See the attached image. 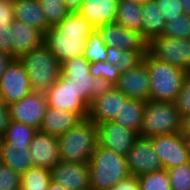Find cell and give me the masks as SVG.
I'll list each match as a JSON object with an SVG mask.
<instances>
[{
    "label": "cell",
    "instance_id": "cell-7",
    "mask_svg": "<svg viewBox=\"0 0 190 190\" xmlns=\"http://www.w3.org/2000/svg\"><path fill=\"white\" fill-rule=\"evenodd\" d=\"M182 116L173 102L147 101L140 136L151 138L181 133Z\"/></svg>",
    "mask_w": 190,
    "mask_h": 190
},
{
    "label": "cell",
    "instance_id": "cell-14",
    "mask_svg": "<svg viewBox=\"0 0 190 190\" xmlns=\"http://www.w3.org/2000/svg\"><path fill=\"white\" fill-rule=\"evenodd\" d=\"M98 145L126 156L139 135L115 121L97 124Z\"/></svg>",
    "mask_w": 190,
    "mask_h": 190
},
{
    "label": "cell",
    "instance_id": "cell-13",
    "mask_svg": "<svg viewBox=\"0 0 190 190\" xmlns=\"http://www.w3.org/2000/svg\"><path fill=\"white\" fill-rule=\"evenodd\" d=\"M45 96L50 108L79 112L84 118L88 117L89 105L68 83V79L63 74L45 92Z\"/></svg>",
    "mask_w": 190,
    "mask_h": 190
},
{
    "label": "cell",
    "instance_id": "cell-6",
    "mask_svg": "<svg viewBox=\"0 0 190 190\" xmlns=\"http://www.w3.org/2000/svg\"><path fill=\"white\" fill-rule=\"evenodd\" d=\"M61 67L68 83L89 106L92 100L115 87L101 77H93L89 72L90 62L83 55L63 61Z\"/></svg>",
    "mask_w": 190,
    "mask_h": 190
},
{
    "label": "cell",
    "instance_id": "cell-33",
    "mask_svg": "<svg viewBox=\"0 0 190 190\" xmlns=\"http://www.w3.org/2000/svg\"><path fill=\"white\" fill-rule=\"evenodd\" d=\"M140 190H171L166 169L138 176Z\"/></svg>",
    "mask_w": 190,
    "mask_h": 190
},
{
    "label": "cell",
    "instance_id": "cell-51",
    "mask_svg": "<svg viewBox=\"0 0 190 190\" xmlns=\"http://www.w3.org/2000/svg\"><path fill=\"white\" fill-rule=\"evenodd\" d=\"M187 142H188L189 149H190V136L187 137Z\"/></svg>",
    "mask_w": 190,
    "mask_h": 190
},
{
    "label": "cell",
    "instance_id": "cell-26",
    "mask_svg": "<svg viewBox=\"0 0 190 190\" xmlns=\"http://www.w3.org/2000/svg\"><path fill=\"white\" fill-rule=\"evenodd\" d=\"M146 102L129 98L122 101V109L114 121L140 136Z\"/></svg>",
    "mask_w": 190,
    "mask_h": 190
},
{
    "label": "cell",
    "instance_id": "cell-21",
    "mask_svg": "<svg viewBox=\"0 0 190 190\" xmlns=\"http://www.w3.org/2000/svg\"><path fill=\"white\" fill-rule=\"evenodd\" d=\"M85 118L79 112L48 107L39 131L56 137L77 126Z\"/></svg>",
    "mask_w": 190,
    "mask_h": 190
},
{
    "label": "cell",
    "instance_id": "cell-4",
    "mask_svg": "<svg viewBox=\"0 0 190 190\" xmlns=\"http://www.w3.org/2000/svg\"><path fill=\"white\" fill-rule=\"evenodd\" d=\"M129 176L125 156L97 146L89 161L90 190H109Z\"/></svg>",
    "mask_w": 190,
    "mask_h": 190
},
{
    "label": "cell",
    "instance_id": "cell-39",
    "mask_svg": "<svg viewBox=\"0 0 190 190\" xmlns=\"http://www.w3.org/2000/svg\"><path fill=\"white\" fill-rule=\"evenodd\" d=\"M156 2L161 9L165 22L183 14V9L178 0H156Z\"/></svg>",
    "mask_w": 190,
    "mask_h": 190
},
{
    "label": "cell",
    "instance_id": "cell-17",
    "mask_svg": "<svg viewBox=\"0 0 190 190\" xmlns=\"http://www.w3.org/2000/svg\"><path fill=\"white\" fill-rule=\"evenodd\" d=\"M96 29L108 46L126 51H148V43L139 31L130 30L115 23L104 24Z\"/></svg>",
    "mask_w": 190,
    "mask_h": 190
},
{
    "label": "cell",
    "instance_id": "cell-45",
    "mask_svg": "<svg viewBox=\"0 0 190 190\" xmlns=\"http://www.w3.org/2000/svg\"><path fill=\"white\" fill-rule=\"evenodd\" d=\"M84 0H63L70 13L79 12Z\"/></svg>",
    "mask_w": 190,
    "mask_h": 190
},
{
    "label": "cell",
    "instance_id": "cell-36",
    "mask_svg": "<svg viewBox=\"0 0 190 190\" xmlns=\"http://www.w3.org/2000/svg\"><path fill=\"white\" fill-rule=\"evenodd\" d=\"M89 72L93 77H101L111 82L113 85L118 82L120 76V72L118 71L116 65L103 61L90 63Z\"/></svg>",
    "mask_w": 190,
    "mask_h": 190
},
{
    "label": "cell",
    "instance_id": "cell-22",
    "mask_svg": "<svg viewBox=\"0 0 190 190\" xmlns=\"http://www.w3.org/2000/svg\"><path fill=\"white\" fill-rule=\"evenodd\" d=\"M118 0H84L78 12L95 28L114 23Z\"/></svg>",
    "mask_w": 190,
    "mask_h": 190
},
{
    "label": "cell",
    "instance_id": "cell-10",
    "mask_svg": "<svg viewBox=\"0 0 190 190\" xmlns=\"http://www.w3.org/2000/svg\"><path fill=\"white\" fill-rule=\"evenodd\" d=\"M34 91L19 59H13L0 78V97L10 105Z\"/></svg>",
    "mask_w": 190,
    "mask_h": 190
},
{
    "label": "cell",
    "instance_id": "cell-23",
    "mask_svg": "<svg viewBox=\"0 0 190 190\" xmlns=\"http://www.w3.org/2000/svg\"><path fill=\"white\" fill-rule=\"evenodd\" d=\"M141 12L143 15L141 35L149 44L153 39L162 36L166 22L156 0H146L142 3Z\"/></svg>",
    "mask_w": 190,
    "mask_h": 190
},
{
    "label": "cell",
    "instance_id": "cell-2",
    "mask_svg": "<svg viewBox=\"0 0 190 190\" xmlns=\"http://www.w3.org/2000/svg\"><path fill=\"white\" fill-rule=\"evenodd\" d=\"M142 60L149 73L150 101L174 102L187 72L157 59L149 51Z\"/></svg>",
    "mask_w": 190,
    "mask_h": 190
},
{
    "label": "cell",
    "instance_id": "cell-44",
    "mask_svg": "<svg viewBox=\"0 0 190 190\" xmlns=\"http://www.w3.org/2000/svg\"><path fill=\"white\" fill-rule=\"evenodd\" d=\"M13 59L10 54L0 51V78Z\"/></svg>",
    "mask_w": 190,
    "mask_h": 190
},
{
    "label": "cell",
    "instance_id": "cell-52",
    "mask_svg": "<svg viewBox=\"0 0 190 190\" xmlns=\"http://www.w3.org/2000/svg\"><path fill=\"white\" fill-rule=\"evenodd\" d=\"M188 166H189V171H190V157H189V161H188Z\"/></svg>",
    "mask_w": 190,
    "mask_h": 190
},
{
    "label": "cell",
    "instance_id": "cell-38",
    "mask_svg": "<svg viewBox=\"0 0 190 190\" xmlns=\"http://www.w3.org/2000/svg\"><path fill=\"white\" fill-rule=\"evenodd\" d=\"M173 103L181 116L190 114V71L186 73L182 89Z\"/></svg>",
    "mask_w": 190,
    "mask_h": 190
},
{
    "label": "cell",
    "instance_id": "cell-49",
    "mask_svg": "<svg viewBox=\"0 0 190 190\" xmlns=\"http://www.w3.org/2000/svg\"><path fill=\"white\" fill-rule=\"evenodd\" d=\"M4 141H5L4 133H0V150H1L2 146H3V144H4Z\"/></svg>",
    "mask_w": 190,
    "mask_h": 190
},
{
    "label": "cell",
    "instance_id": "cell-19",
    "mask_svg": "<svg viewBox=\"0 0 190 190\" xmlns=\"http://www.w3.org/2000/svg\"><path fill=\"white\" fill-rule=\"evenodd\" d=\"M128 99L126 95L113 87L110 91L91 101L87 118L96 125L114 121L122 109V101H127Z\"/></svg>",
    "mask_w": 190,
    "mask_h": 190
},
{
    "label": "cell",
    "instance_id": "cell-41",
    "mask_svg": "<svg viewBox=\"0 0 190 190\" xmlns=\"http://www.w3.org/2000/svg\"><path fill=\"white\" fill-rule=\"evenodd\" d=\"M0 51L11 55L12 52L11 24H0Z\"/></svg>",
    "mask_w": 190,
    "mask_h": 190
},
{
    "label": "cell",
    "instance_id": "cell-15",
    "mask_svg": "<svg viewBox=\"0 0 190 190\" xmlns=\"http://www.w3.org/2000/svg\"><path fill=\"white\" fill-rule=\"evenodd\" d=\"M114 86L128 98L150 101V79L145 62L142 60L135 67L120 73L119 80Z\"/></svg>",
    "mask_w": 190,
    "mask_h": 190
},
{
    "label": "cell",
    "instance_id": "cell-37",
    "mask_svg": "<svg viewBox=\"0 0 190 190\" xmlns=\"http://www.w3.org/2000/svg\"><path fill=\"white\" fill-rule=\"evenodd\" d=\"M21 175L7 165L0 164V190H20Z\"/></svg>",
    "mask_w": 190,
    "mask_h": 190
},
{
    "label": "cell",
    "instance_id": "cell-42",
    "mask_svg": "<svg viewBox=\"0 0 190 190\" xmlns=\"http://www.w3.org/2000/svg\"><path fill=\"white\" fill-rule=\"evenodd\" d=\"M109 190H140V185L137 176L130 175L128 178L112 186Z\"/></svg>",
    "mask_w": 190,
    "mask_h": 190
},
{
    "label": "cell",
    "instance_id": "cell-25",
    "mask_svg": "<svg viewBox=\"0 0 190 190\" xmlns=\"http://www.w3.org/2000/svg\"><path fill=\"white\" fill-rule=\"evenodd\" d=\"M2 163L22 175L33 166L29 146L4 143L0 150Z\"/></svg>",
    "mask_w": 190,
    "mask_h": 190
},
{
    "label": "cell",
    "instance_id": "cell-46",
    "mask_svg": "<svg viewBox=\"0 0 190 190\" xmlns=\"http://www.w3.org/2000/svg\"><path fill=\"white\" fill-rule=\"evenodd\" d=\"M181 133L187 138L190 136V114L182 116Z\"/></svg>",
    "mask_w": 190,
    "mask_h": 190
},
{
    "label": "cell",
    "instance_id": "cell-34",
    "mask_svg": "<svg viewBox=\"0 0 190 190\" xmlns=\"http://www.w3.org/2000/svg\"><path fill=\"white\" fill-rule=\"evenodd\" d=\"M162 35L178 39L190 38V16L183 13L166 22Z\"/></svg>",
    "mask_w": 190,
    "mask_h": 190
},
{
    "label": "cell",
    "instance_id": "cell-16",
    "mask_svg": "<svg viewBox=\"0 0 190 190\" xmlns=\"http://www.w3.org/2000/svg\"><path fill=\"white\" fill-rule=\"evenodd\" d=\"M51 178L66 190H90L89 164L60 160L51 169Z\"/></svg>",
    "mask_w": 190,
    "mask_h": 190
},
{
    "label": "cell",
    "instance_id": "cell-47",
    "mask_svg": "<svg viewBox=\"0 0 190 190\" xmlns=\"http://www.w3.org/2000/svg\"><path fill=\"white\" fill-rule=\"evenodd\" d=\"M182 9L183 13L190 16V0H178Z\"/></svg>",
    "mask_w": 190,
    "mask_h": 190
},
{
    "label": "cell",
    "instance_id": "cell-50",
    "mask_svg": "<svg viewBox=\"0 0 190 190\" xmlns=\"http://www.w3.org/2000/svg\"><path fill=\"white\" fill-rule=\"evenodd\" d=\"M131 1L138 2V3L142 4V3H144L146 0H131Z\"/></svg>",
    "mask_w": 190,
    "mask_h": 190
},
{
    "label": "cell",
    "instance_id": "cell-1",
    "mask_svg": "<svg viewBox=\"0 0 190 190\" xmlns=\"http://www.w3.org/2000/svg\"><path fill=\"white\" fill-rule=\"evenodd\" d=\"M94 29L78 12L69 13L61 23L46 31L44 44L62 63L83 55L86 39Z\"/></svg>",
    "mask_w": 190,
    "mask_h": 190
},
{
    "label": "cell",
    "instance_id": "cell-5",
    "mask_svg": "<svg viewBox=\"0 0 190 190\" xmlns=\"http://www.w3.org/2000/svg\"><path fill=\"white\" fill-rule=\"evenodd\" d=\"M34 91L46 92L61 76V62L43 44L19 59Z\"/></svg>",
    "mask_w": 190,
    "mask_h": 190
},
{
    "label": "cell",
    "instance_id": "cell-27",
    "mask_svg": "<svg viewBox=\"0 0 190 190\" xmlns=\"http://www.w3.org/2000/svg\"><path fill=\"white\" fill-rule=\"evenodd\" d=\"M142 18L140 3L131 0H118L115 24L141 33Z\"/></svg>",
    "mask_w": 190,
    "mask_h": 190
},
{
    "label": "cell",
    "instance_id": "cell-11",
    "mask_svg": "<svg viewBox=\"0 0 190 190\" xmlns=\"http://www.w3.org/2000/svg\"><path fill=\"white\" fill-rule=\"evenodd\" d=\"M127 168L132 176H141L163 170L150 138L139 136L125 156Z\"/></svg>",
    "mask_w": 190,
    "mask_h": 190
},
{
    "label": "cell",
    "instance_id": "cell-31",
    "mask_svg": "<svg viewBox=\"0 0 190 190\" xmlns=\"http://www.w3.org/2000/svg\"><path fill=\"white\" fill-rule=\"evenodd\" d=\"M106 44L104 43L101 34L95 28L93 32L87 37L86 44L83 49V56L90 63L98 61H107Z\"/></svg>",
    "mask_w": 190,
    "mask_h": 190
},
{
    "label": "cell",
    "instance_id": "cell-40",
    "mask_svg": "<svg viewBox=\"0 0 190 190\" xmlns=\"http://www.w3.org/2000/svg\"><path fill=\"white\" fill-rule=\"evenodd\" d=\"M15 1L0 0V24H11L15 20Z\"/></svg>",
    "mask_w": 190,
    "mask_h": 190
},
{
    "label": "cell",
    "instance_id": "cell-28",
    "mask_svg": "<svg viewBox=\"0 0 190 190\" xmlns=\"http://www.w3.org/2000/svg\"><path fill=\"white\" fill-rule=\"evenodd\" d=\"M106 52V62L116 65L118 71L123 73L139 64L147 51H126L107 45Z\"/></svg>",
    "mask_w": 190,
    "mask_h": 190
},
{
    "label": "cell",
    "instance_id": "cell-8",
    "mask_svg": "<svg viewBox=\"0 0 190 190\" xmlns=\"http://www.w3.org/2000/svg\"><path fill=\"white\" fill-rule=\"evenodd\" d=\"M148 51L157 59L190 71V38L159 36L148 44Z\"/></svg>",
    "mask_w": 190,
    "mask_h": 190
},
{
    "label": "cell",
    "instance_id": "cell-24",
    "mask_svg": "<svg viewBox=\"0 0 190 190\" xmlns=\"http://www.w3.org/2000/svg\"><path fill=\"white\" fill-rule=\"evenodd\" d=\"M15 19L44 34L50 28L38 0H18L14 5Z\"/></svg>",
    "mask_w": 190,
    "mask_h": 190
},
{
    "label": "cell",
    "instance_id": "cell-20",
    "mask_svg": "<svg viewBox=\"0 0 190 190\" xmlns=\"http://www.w3.org/2000/svg\"><path fill=\"white\" fill-rule=\"evenodd\" d=\"M12 52L14 59H20L31 50L44 44L45 34L24 22L14 20L11 23Z\"/></svg>",
    "mask_w": 190,
    "mask_h": 190
},
{
    "label": "cell",
    "instance_id": "cell-48",
    "mask_svg": "<svg viewBox=\"0 0 190 190\" xmlns=\"http://www.w3.org/2000/svg\"><path fill=\"white\" fill-rule=\"evenodd\" d=\"M47 190H66V189L62 187L60 184H57L56 182L51 180Z\"/></svg>",
    "mask_w": 190,
    "mask_h": 190
},
{
    "label": "cell",
    "instance_id": "cell-35",
    "mask_svg": "<svg viewBox=\"0 0 190 190\" xmlns=\"http://www.w3.org/2000/svg\"><path fill=\"white\" fill-rule=\"evenodd\" d=\"M171 190H190V171L188 164L179 165L167 170Z\"/></svg>",
    "mask_w": 190,
    "mask_h": 190
},
{
    "label": "cell",
    "instance_id": "cell-29",
    "mask_svg": "<svg viewBox=\"0 0 190 190\" xmlns=\"http://www.w3.org/2000/svg\"><path fill=\"white\" fill-rule=\"evenodd\" d=\"M38 129L30 125L10 120L9 126L4 134V143L12 145L30 146L32 139Z\"/></svg>",
    "mask_w": 190,
    "mask_h": 190
},
{
    "label": "cell",
    "instance_id": "cell-30",
    "mask_svg": "<svg viewBox=\"0 0 190 190\" xmlns=\"http://www.w3.org/2000/svg\"><path fill=\"white\" fill-rule=\"evenodd\" d=\"M51 180V170L32 166L21 175L20 190H47Z\"/></svg>",
    "mask_w": 190,
    "mask_h": 190
},
{
    "label": "cell",
    "instance_id": "cell-18",
    "mask_svg": "<svg viewBox=\"0 0 190 190\" xmlns=\"http://www.w3.org/2000/svg\"><path fill=\"white\" fill-rule=\"evenodd\" d=\"M29 153L33 166L51 170L60 161L57 137L38 130L29 146Z\"/></svg>",
    "mask_w": 190,
    "mask_h": 190
},
{
    "label": "cell",
    "instance_id": "cell-43",
    "mask_svg": "<svg viewBox=\"0 0 190 190\" xmlns=\"http://www.w3.org/2000/svg\"><path fill=\"white\" fill-rule=\"evenodd\" d=\"M10 123L9 107L0 97V133L6 132Z\"/></svg>",
    "mask_w": 190,
    "mask_h": 190
},
{
    "label": "cell",
    "instance_id": "cell-12",
    "mask_svg": "<svg viewBox=\"0 0 190 190\" xmlns=\"http://www.w3.org/2000/svg\"><path fill=\"white\" fill-rule=\"evenodd\" d=\"M8 107L10 120L30 125L39 130L48 105L44 92L32 91Z\"/></svg>",
    "mask_w": 190,
    "mask_h": 190
},
{
    "label": "cell",
    "instance_id": "cell-3",
    "mask_svg": "<svg viewBox=\"0 0 190 190\" xmlns=\"http://www.w3.org/2000/svg\"><path fill=\"white\" fill-rule=\"evenodd\" d=\"M61 161L89 164L98 146L97 125L85 118L77 126L57 137Z\"/></svg>",
    "mask_w": 190,
    "mask_h": 190
},
{
    "label": "cell",
    "instance_id": "cell-9",
    "mask_svg": "<svg viewBox=\"0 0 190 190\" xmlns=\"http://www.w3.org/2000/svg\"><path fill=\"white\" fill-rule=\"evenodd\" d=\"M150 139L164 169L188 164L190 149L182 133L163 134Z\"/></svg>",
    "mask_w": 190,
    "mask_h": 190
},
{
    "label": "cell",
    "instance_id": "cell-32",
    "mask_svg": "<svg viewBox=\"0 0 190 190\" xmlns=\"http://www.w3.org/2000/svg\"><path fill=\"white\" fill-rule=\"evenodd\" d=\"M45 14L47 23L50 27L61 23L68 15L69 11L66 8L63 0H38Z\"/></svg>",
    "mask_w": 190,
    "mask_h": 190
}]
</instances>
